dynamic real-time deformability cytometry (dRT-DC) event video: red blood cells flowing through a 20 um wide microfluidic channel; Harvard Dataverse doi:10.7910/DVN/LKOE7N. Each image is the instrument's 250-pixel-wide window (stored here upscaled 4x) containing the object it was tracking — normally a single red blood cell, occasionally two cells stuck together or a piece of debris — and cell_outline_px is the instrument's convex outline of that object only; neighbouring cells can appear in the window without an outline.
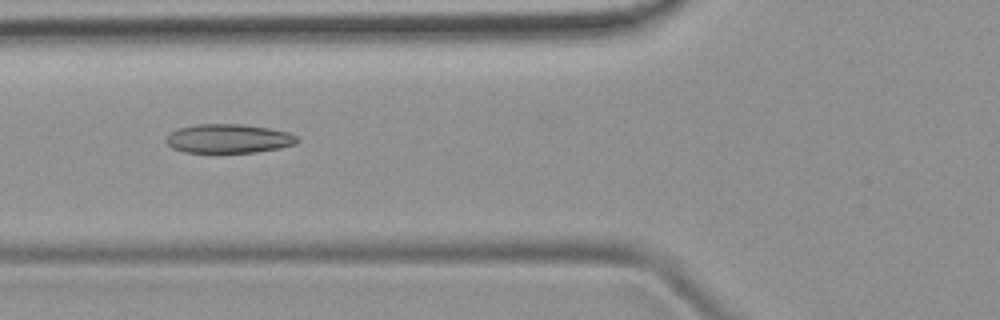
{"species": "common noctule bat (a hibernating species)", "species_latin": "Nyctalus noctula", "temperature_condition": "room temperature", "stored_images_in_passage": 5, "camera_frame_rate_fps": 3000, "um_per_image_px": 0.085, "animal": {"sex": "female", "body_mass_g": 19.9}, "frame": {"image": 1, "passage_image": 5, "time_ms": 5.333, "image_size_px": [1000, 320], "cell_outline_px": [[300, 140], [296, 144], [280, 148], [256, 152], [184, 152], [172, 148], [164, 140], [172, 132], [180, 128], [196, 124], [244, 124], [268, 128], [288, 132], [296, 136]], "centroid_in_image_um": [19.45, 11.78], "position_along_channel_um": 106.3, "area_um2": 22.08}}